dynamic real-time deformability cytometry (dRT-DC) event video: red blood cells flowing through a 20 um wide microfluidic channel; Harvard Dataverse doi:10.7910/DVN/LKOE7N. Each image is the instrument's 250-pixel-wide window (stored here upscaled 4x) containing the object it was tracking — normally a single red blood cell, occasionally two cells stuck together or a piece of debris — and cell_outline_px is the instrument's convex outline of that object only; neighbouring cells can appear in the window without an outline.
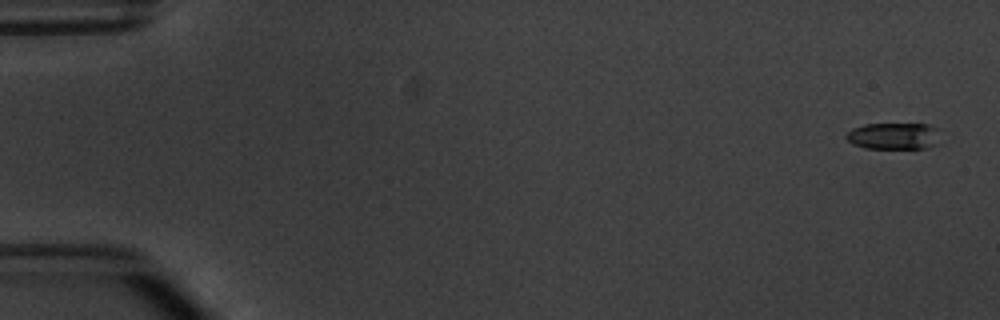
{"species": "common noctule bat (a hibernating species)", "species_latin": "Nyctalus noctula", "temperature_condition": "warm", "stored_images_in_passage": 6, "segment_of_instrument_passage": [1, 2], "camera_frame_rate_fps": 3000, "um_per_image_px": 0.085, "animal": {"sex": "male", "body_mass_g": 20.1, "forearm_length_mm": 53.5}, "frame": {"image": 1, "passage_image": 1, "time_ms": 0.0, "image_size_px": [1000, 320], "cell_outline_px": [[940, 144], [928, 148], [864, 148], [852, 144], [844, 136], [852, 128], [864, 124], [928, 124], [940, 128]], "centroid_in_image_um": [76.04, 11.56], "position_along_channel_um": 9.0, "area_um2": 15.03}}
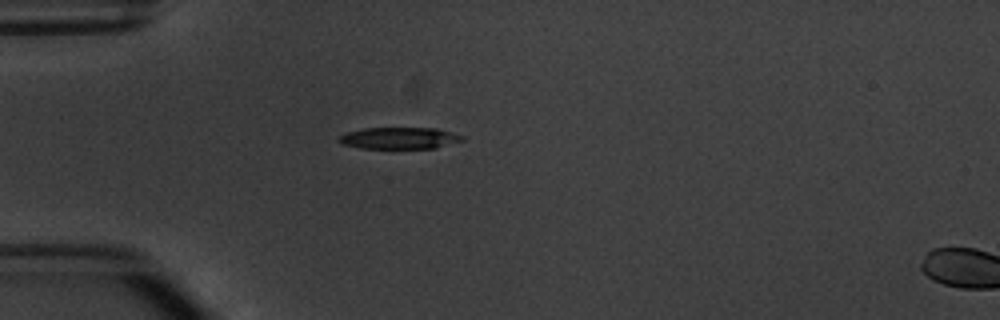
{"frame": {"image": 2, "passage_image": 5, "time_ms": 4.667, "image_size_px": [1000, 320], "cell_outline_px": [[464, 140], [436, 148], [360, 148], [340, 144], [336, 140], [340, 136], [348, 132], [364, 128], [436, 128], [464, 136]], "centroid_in_image_um": [33.92, 11.74], "position_along_channel_um": 51.1, "area_um2": 15.55}}